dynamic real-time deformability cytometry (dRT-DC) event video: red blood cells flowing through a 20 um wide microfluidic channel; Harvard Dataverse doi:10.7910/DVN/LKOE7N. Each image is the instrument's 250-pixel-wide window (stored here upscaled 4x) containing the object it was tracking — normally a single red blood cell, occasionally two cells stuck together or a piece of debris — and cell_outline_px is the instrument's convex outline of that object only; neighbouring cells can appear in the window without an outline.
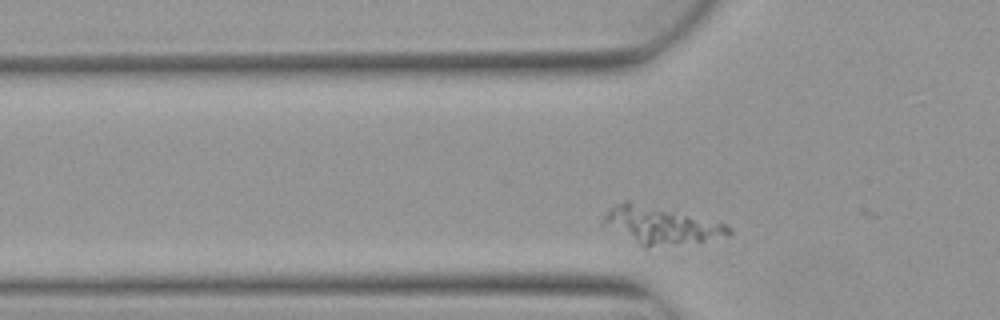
{"species": "Egyptian fruit bat (a non-hibernating species)", "species_latin": "Rousettus aegyptiacus", "temperature_condition": "warm", "stored_images_in_passage": 9, "segment_of_instrument_passage": [1, 2], "camera_frame_rate_fps": 3000, "um_per_image_px": 0.085, "animal": {"sex": "female"}, "frame": {"image": 1, "passage_image": 6, "time_ms": 1.667, "image_size_px": [1000, 320], "cell_outline_px": [[732, 232], [728, 236], [648, 248], [644, 248], [636, 244], [600, 224], [604, 216], [616, 204], [624, 200], [628, 200], [728, 224], [732, 228]], "centroid_in_image_um": [56.11, 19.16], "position_along_channel_um": 69.7, "area_um2": 27.17}}
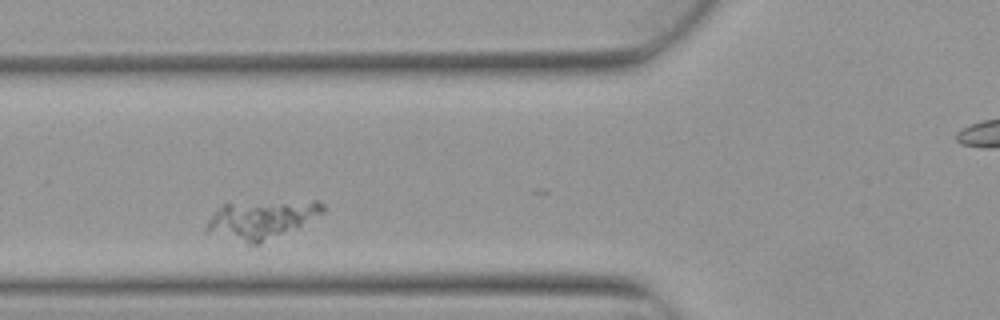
{"frame": {"image": 2, "passage_image": 7, "time_ms": 2.0, "image_size_px": [1000, 320], "cell_outline_px": [[324, 212], [296, 228], [252, 248], [248, 248], [204, 232], [204, 228], [212, 212], [224, 204], [312, 200], [316, 200], [324, 204]], "centroid_in_image_um": [22.12, 18.74], "position_along_channel_um": 103.7, "area_um2": 26.99}}